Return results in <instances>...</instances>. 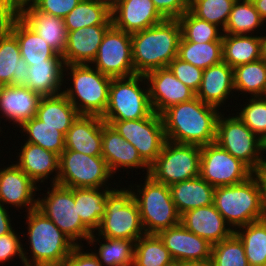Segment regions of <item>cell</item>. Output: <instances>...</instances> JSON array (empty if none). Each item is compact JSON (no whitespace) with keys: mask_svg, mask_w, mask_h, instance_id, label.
I'll return each instance as SVG.
<instances>
[{"mask_svg":"<svg viewBox=\"0 0 266 266\" xmlns=\"http://www.w3.org/2000/svg\"><path fill=\"white\" fill-rule=\"evenodd\" d=\"M169 188L180 215L188 210L213 204L215 187L200 176L175 183Z\"/></svg>","mask_w":266,"mask_h":266,"instance_id":"4dcf8cb0","label":"cell"},{"mask_svg":"<svg viewBox=\"0 0 266 266\" xmlns=\"http://www.w3.org/2000/svg\"><path fill=\"white\" fill-rule=\"evenodd\" d=\"M64 72L66 79L72 82L69 88L62 90L63 94L78 113L102 117L108 104L112 78L98 71L92 64L65 65Z\"/></svg>","mask_w":266,"mask_h":266,"instance_id":"277c9868","label":"cell"},{"mask_svg":"<svg viewBox=\"0 0 266 266\" xmlns=\"http://www.w3.org/2000/svg\"><path fill=\"white\" fill-rule=\"evenodd\" d=\"M51 187V189H50ZM44 198L38 197L37 209L48 217L76 245L88 241L92 232L82 223L74 202V188L52 184ZM80 243H79V242Z\"/></svg>","mask_w":266,"mask_h":266,"instance_id":"30bf717a","label":"cell"},{"mask_svg":"<svg viewBox=\"0 0 266 266\" xmlns=\"http://www.w3.org/2000/svg\"><path fill=\"white\" fill-rule=\"evenodd\" d=\"M114 175L117 170L146 169L149 175L150 167L142 160L137 149L126 141L110 124H102V155Z\"/></svg>","mask_w":266,"mask_h":266,"instance_id":"ffe728a7","label":"cell"},{"mask_svg":"<svg viewBox=\"0 0 266 266\" xmlns=\"http://www.w3.org/2000/svg\"><path fill=\"white\" fill-rule=\"evenodd\" d=\"M262 189V220L266 221V166L255 173Z\"/></svg>","mask_w":266,"mask_h":266,"instance_id":"11a10c76","label":"cell"},{"mask_svg":"<svg viewBox=\"0 0 266 266\" xmlns=\"http://www.w3.org/2000/svg\"><path fill=\"white\" fill-rule=\"evenodd\" d=\"M92 235L137 241L145 234L140 211L128 188H113L107 195L105 214Z\"/></svg>","mask_w":266,"mask_h":266,"instance_id":"52a82bcc","label":"cell"},{"mask_svg":"<svg viewBox=\"0 0 266 266\" xmlns=\"http://www.w3.org/2000/svg\"><path fill=\"white\" fill-rule=\"evenodd\" d=\"M112 25H93L69 31L62 54L65 65L91 64L96 58L106 31Z\"/></svg>","mask_w":266,"mask_h":266,"instance_id":"cb8c5ba5","label":"cell"},{"mask_svg":"<svg viewBox=\"0 0 266 266\" xmlns=\"http://www.w3.org/2000/svg\"><path fill=\"white\" fill-rule=\"evenodd\" d=\"M164 266H183V262L173 259L169 263L165 264Z\"/></svg>","mask_w":266,"mask_h":266,"instance_id":"91938a15","label":"cell"},{"mask_svg":"<svg viewBox=\"0 0 266 266\" xmlns=\"http://www.w3.org/2000/svg\"><path fill=\"white\" fill-rule=\"evenodd\" d=\"M153 112L144 75L112 78L103 120H138Z\"/></svg>","mask_w":266,"mask_h":266,"instance_id":"ba28073f","label":"cell"},{"mask_svg":"<svg viewBox=\"0 0 266 266\" xmlns=\"http://www.w3.org/2000/svg\"><path fill=\"white\" fill-rule=\"evenodd\" d=\"M6 207H8V205L5 206L0 202V236L4 234H8L14 228L12 227L13 225L11 223L12 220L10 219L11 217H10L9 211L6 210L9 208H6Z\"/></svg>","mask_w":266,"mask_h":266,"instance_id":"db71d44e","label":"cell"},{"mask_svg":"<svg viewBox=\"0 0 266 266\" xmlns=\"http://www.w3.org/2000/svg\"><path fill=\"white\" fill-rule=\"evenodd\" d=\"M112 177L102 156H89L73 150H64L60 155L58 185L68 188H104L109 187L108 180H112Z\"/></svg>","mask_w":266,"mask_h":266,"instance_id":"7c38bea8","label":"cell"},{"mask_svg":"<svg viewBox=\"0 0 266 266\" xmlns=\"http://www.w3.org/2000/svg\"><path fill=\"white\" fill-rule=\"evenodd\" d=\"M79 115L63 93L42 97L36 113V117L45 125L56 127L64 135Z\"/></svg>","mask_w":266,"mask_h":266,"instance_id":"d6a6232c","label":"cell"},{"mask_svg":"<svg viewBox=\"0 0 266 266\" xmlns=\"http://www.w3.org/2000/svg\"><path fill=\"white\" fill-rule=\"evenodd\" d=\"M29 0H0V20L11 16H20Z\"/></svg>","mask_w":266,"mask_h":266,"instance_id":"f5cc1de1","label":"cell"},{"mask_svg":"<svg viewBox=\"0 0 266 266\" xmlns=\"http://www.w3.org/2000/svg\"><path fill=\"white\" fill-rule=\"evenodd\" d=\"M19 152L18 161H14L15 164L36 184L39 182L44 184L45 180L49 178L52 184H57L60 160L58 154L28 142H25L23 146L21 145ZM53 173L54 177H49Z\"/></svg>","mask_w":266,"mask_h":266,"instance_id":"d4e9b609","label":"cell"},{"mask_svg":"<svg viewBox=\"0 0 266 266\" xmlns=\"http://www.w3.org/2000/svg\"><path fill=\"white\" fill-rule=\"evenodd\" d=\"M28 76L17 38L0 22V86H25Z\"/></svg>","mask_w":266,"mask_h":266,"instance_id":"4316f807","label":"cell"},{"mask_svg":"<svg viewBox=\"0 0 266 266\" xmlns=\"http://www.w3.org/2000/svg\"><path fill=\"white\" fill-rule=\"evenodd\" d=\"M81 0H31L30 3L40 12L64 18Z\"/></svg>","mask_w":266,"mask_h":266,"instance_id":"681fc988","label":"cell"},{"mask_svg":"<svg viewBox=\"0 0 266 266\" xmlns=\"http://www.w3.org/2000/svg\"><path fill=\"white\" fill-rule=\"evenodd\" d=\"M104 240H103V239ZM104 241L103 243L100 242ZM99 242L98 252L93 254L98 258L102 266H133L135 241L118 238H106L92 235L87 243L94 246Z\"/></svg>","mask_w":266,"mask_h":266,"instance_id":"d590c367","label":"cell"},{"mask_svg":"<svg viewBox=\"0 0 266 266\" xmlns=\"http://www.w3.org/2000/svg\"><path fill=\"white\" fill-rule=\"evenodd\" d=\"M223 61L231 68L261 59L260 35L223 34Z\"/></svg>","mask_w":266,"mask_h":266,"instance_id":"836d02e7","label":"cell"},{"mask_svg":"<svg viewBox=\"0 0 266 266\" xmlns=\"http://www.w3.org/2000/svg\"><path fill=\"white\" fill-rule=\"evenodd\" d=\"M113 187L74 188V202L82 223L92 232L98 229L105 214L107 195Z\"/></svg>","mask_w":266,"mask_h":266,"instance_id":"1f68e13d","label":"cell"},{"mask_svg":"<svg viewBox=\"0 0 266 266\" xmlns=\"http://www.w3.org/2000/svg\"><path fill=\"white\" fill-rule=\"evenodd\" d=\"M110 124L126 141L137 149L142 160L150 167L161 153L166 141L161 115L153 112L138 120H103Z\"/></svg>","mask_w":266,"mask_h":266,"instance_id":"4fadbf2b","label":"cell"},{"mask_svg":"<svg viewBox=\"0 0 266 266\" xmlns=\"http://www.w3.org/2000/svg\"><path fill=\"white\" fill-rule=\"evenodd\" d=\"M172 259L181 262H210L212 244L181 223L158 233Z\"/></svg>","mask_w":266,"mask_h":266,"instance_id":"e0dca14e","label":"cell"},{"mask_svg":"<svg viewBox=\"0 0 266 266\" xmlns=\"http://www.w3.org/2000/svg\"><path fill=\"white\" fill-rule=\"evenodd\" d=\"M14 230L0 236V264L9 262L17 255L24 266L23 244L20 242L22 237Z\"/></svg>","mask_w":266,"mask_h":266,"instance_id":"c3c4849f","label":"cell"},{"mask_svg":"<svg viewBox=\"0 0 266 266\" xmlns=\"http://www.w3.org/2000/svg\"><path fill=\"white\" fill-rule=\"evenodd\" d=\"M260 54H261V60H264L266 62V34L263 36L260 33Z\"/></svg>","mask_w":266,"mask_h":266,"instance_id":"6f0895ef","label":"cell"},{"mask_svg":"<svg viewBox=\"0 0 266 266\" xmlns=\"http://www.w3.org/2000/svg\"><path fill=\"white\" fill-rule=\"evenodd\" d=\"M172 259L158 234H144L135 242L133 266H164Z\"/></svg>","mask_w":266,"mask_h":266,"instance_id":"b9f144b4","label":"cell"},{"mask_svg":"<svg viewBox=\"0 0 266 266\" xmlns=\"http://www.w3.org/2000/svg\"><path fill=\"white\" fill-rule=\"evenodd\" d=\"M173 75L183 84L192 89L195 93L198 91L203 76V70L188 62L175 57L167 66Z\"/></svg>","mask_w":266,"mask_h":266,"instance_id":"7dc6e473","label":"cell"},{"mask_svg":"<svg viewBox=\"0 0 266 266\" xmlns=\"http://www.w3.org/2000/svg\"><path fill=\"white\" fill-rule=\"evenodd\" d=\"M82 250H84L83 245H77L59 266H102L93 251Z\"/></svg>","mask_w":266,"mask_h":266,"instance_id":"816d5d0a","label":"cell"},{"mask_svg":"<svg viewBox=\"0 0 266 266\" xmlns=\"http://www.w3.org/2000/svg\"><path fill=\"white\" fill-rule=\"evenodd\" d=\"M234 90L251 94L250 97L266 96V62L258 59L233 69Z\"/></svg>","mask_w":266,"mask_h":266,"instance_id":"8d00e7d4","label":"cell"},{"mask_svg":"<svg viewBox=\"0 0 266 266\" xmlns=\"http://www.w3.org/2000/svg\"><path fill=\"white\" fill-rule=\"evenodd\" d=\"M178 21L181 27V37L186 41L193 43L222 42L223 30L196 17L190 10L178 18Z\"/></svg>","mask_w":266,"mask_h":266,"instance_id":"7bdbcfd3","label":"cell"},{"mask_svg":"<svg viewBox=\"0 0 266 266\" xmlns=\"http://www.w3.org/2000/svg\"><path fill=\"white\" fill-rule=\"evenodd\" d=\"M152 109L161 115L169 107L192 100L196 93L177 79L168 67L146 73Z\"/></svg>","mask_w":266,"mask_h":266,"instance_id":"2e32d148","label":"cell"},{"mask_svg":"<svg viewBox=\"0 0 266 266\" xmlns=\"http://www.w3.org/2000/svg\"><path fill=\"white\" fill-rule=\"evenodd\" d=\"M201 147L165 141L149 175L166 186L199 177Z\"/></svg>","mask_w":266,"mask_h":266,"instance_id":"8fae6325","label":"cell"},{"mask_svg":"<svg viewBox=\"0 0 266 266\" xmlns=\"http://www.w3.org/2000/svg\"><path fill=\"white\" fill-rule=\"evenodd\" d=\"M234 234L244 246L249 266H266V221L261 219L236 228Z\"/></svg>","mask_w":266,"mask_h":266,"instance_id":"74e56055","label":"cell"},{"mask_svg":"<svg viewBox=\"0 0 266 266\" xmlns=\"http://www.w3.org/2000/svg\"><path fill=\"white\" fill-rule=\"evenodd\" d=\"M165 19H178L189 10L190 0H152Z\"/></svg>","mask_w":266,"mask_h":266,"instance_id":"f907efd6","label":"cell"},{"mask_svg":"<svg viewBox=\"0 0 266 266\" xmlns=\"http://www.w3.org/2000/svg\"><path fill=\"white\" fill-rule=\"evenodd\" d=\"M143 180V185L128 186L133 189V198L138 205L145 233L158 234L181 223V215L171 198L169 186L155 181L150 175Z\"/></svg>","mask_w":266,"mask_h":266,"instance_id":"8992f818","label":"cell"},{"mask_svg":"<svg viewBox=\"0 0 266 266\" xmlns=\"http://www.w3.org/2000/svg\"><path fill=\"white\" fill-rule=\"evenodd\" d=\"M256 10L259 12L260 17L266 22V0H252Z\"/></svg>","mask_w":266,"mask_h":266,"instance_id":"9f6ffc18","label":"cell"},{"mask_svg":"<svg viewBox=\"0 0 266 266\" xmlns=\"http://www.w3.org/2000/svg\"><path fill=\"white\" fill-rule=\"evenodd\" d=\"M181 224L212 245L229 238L234 233L233 228L225 222L214 204L186 211L181 215Z\"/></svg>","mask_w":266,"mask_h":266,"instance_id":"603a6c76","label":"cell"},{"mask_svg":"<svg viewBox=\"0 0 266 266\" xmlns=\"http://www.w3.org/2000/svg\"><path fill=\"white\" fill-rule=\"evenodd\" d=\"M91 64L111 78L135 75L131 34L112 25L106 31L96 58Z\"/></svg>","mask_w":266,"mask_h":266,"instance_id":"9a60e30c","label":"cell"},{"mask_svg":"<svg viewBox=\"0 0 266 266\" xmlns=\"http://www.w3.org/2000/svg\"><path fill=\"white\" fill-rule=\"evenodd\" d=\"M247 101L245 106L240 105L243 108L236 115L263 141L266 137V96L247 97Z\"/></svg>","mask_w":266,"mask_h":266,"instance_id":"bcb514c9","label":"cell"},{"mask_svg":"<svg viewBox=\"0 0 266 266\" xmlns=\"http://www.w3.org/2000/svg\"><path fill=\"white\" fill-rule=\"evenodd\" d=\"M210 263L211 266H249L244 246L234 233L213 244Z\"/></svg>","mask_w":266,"mask_h":266,"instance_id":"f6af8a7d","label":"cell"},{"mask_svg":"<svg viewBox=\"0 0 266 266\" xmlns=\"http://www.w3.org/2000/svg\"><path fill=\"white\" fill-rule=\"evenodd\" d=\"M222 113L217 119L215 142L257 173L266 166L262 140L237 115L224 117Z\"/></svg>","mask_w":266,"mask_h":266,"instance_id":"9c48e42d","label":"cell"},{"mask_svg":"<svg viewBox=\"0 0 266 266\" xmlns=\"http://www.w3.org/2000/svg\"><path fill=\"white\" fill-rule=\"evenodd\" d=\"M20 128L27 136L25 142L39 145L59 156L65 150V135L56 127L45 125L36 116L26 121Z\"/></svg>","mask_w":266,"mask_h":266,"instance_id":"60d3db41","label":"cell"},{"mask_svg":"<svg viewBox=\"0 0 266 266\" xmlns=\"http://www.w3.org/2000/svg\"><path fill=\"white\" fill-rule=\"evenodd\" d=\"M25 216L28 225L25 235L31 250L23 248L24 266L62 264L77 245L37 208L28 211ZM27 251H30L29 256Z\"/></svg>","mask_w":266,"mask_h":266,"instance_id":"3957f363","label":"cell"},{"mask_svg":"<svg viewBox=\"0 0 266 266\" xmlns=\"http://www.w3.org/2000/svg\"><path fill=\"white\" fill-rule=\"evenodd\" d=\"M0 22L17 38L21 57L28 66L47 59H63L20 16L6 17Z\"/></svg>","mask_w":266,"mask_h":266,"instance_id":"7402d4cb","label":"cell"},{"mask_svg":"<svg viewBox=\"0 0 266 266\" xmlns=\"http://www.w3.org/2000/svg\"><path fill=\"white\" fill-rule=\"evenodd\" d=\"M103 122L99 116L79 115L65 134V150L101 156Z\"/></svg>","mask_w":266,"mask_h":266,"instance_id":"484cf974","label":"cell"},{"mask_svg":"<svg viewBox=\"0 0 266 266\" xmlns=\"http://www.w3.org/2000/svg\"><path fill=\"white\" fill-rule=\"evenodd\" d=\"M107 3L110 7H112L118 0H98Z\"/></svg>","mask_w":266,"mask_h":266,"instance_id":"94428289","label":"cell"},{"mask_svg":"<svg viewBox=\"0 0 266 266\" xmlns=\"http://www.w3.org/2000/svg\"><path fill=\"white\" fill-rule=\"evenodd\" d=\"M254 173L216 142L201 147L199 176L213 187L236 185Z\"/></svg>","mask_w":266,"mask_h":266,"instance_id":"5bb4252c","label":"cell"},{"mask_svg":"<svg viewBox=\"0 0 266 266\" xmlns=\"http://www.w3.org/2000/svg\"><path fill=\"white\" fill-rule=\"evenodd\" d=\"M135 74L165 68L178 55L181 27L178 19L161 23L131 34Z\"/></svg>","mask_w":266,"mask_h":266,"instance_id":"7a4b0ae2","label":"cell"},{"mask_svg":"<svg viewBox=\"0 0 266 266\" xmlns=\"http://www.w3.org/2000/svg\"><path fill=\"white\" fill-rule=\"evenodd\" d=\"M183 266H211L210 262H183Z\"/></svg>","mask_w":266,"mask_h":266,"instance_id":"680465c9","label":"cell"},{"mask_svg":"<svg viewBox=\"0 0 266 266\" xmlns=\"http://www.w3.org/2000/svg\"><path fill=\"white\" fill-rule=\"evenodd\" d=\"M63 19L68 32L93 25H112L111 7L98 0H81Z\"/></svg>","mask_w":266,"mask_h":266,"instance_id":"e575fe53","label":"cell"},{"mask_svg":"<svg viewBox=\"0 0 266 266\" xmlns=\"http://www.w3.org/2000/svg\"><path fill=\"white\" fill-rule=\"evenodd\" d=\"M264 23L252 0H236L223 33L253 35Z\"/></svg>","mask_w":266,"mask_h":266,"instance_id":"ab89813d","label":"cell"},{"mask_svg":"<svg viewBox=\"0 0 266 266\" xmlns=\"http://www.w3.org/2000/svg\"><path fill=\"white\" fill-rule=\"evenodd\" d=\"M262 152H263V154H266V153H264V152H266V137L262 141Z\"/></svg>","mask_w":266,"mask_h":266,"instance_id":"6125c7cd","label":"cell"},{"mask_svg":"<svg viewBox=\"0 0 266 266\" xmlns=\"http://www.w3.org/2000/svg\"><path fill=\"white\" fill-rule=\"evenodd\" d=\"M65 63L63 59H47L44 62L28 66V81L25 87L42 97L62 94ZM62 86V87H61Z\"/></svg>","mask_w":266,"mask_h":266,"instance_id":"f546056e","label":"cell"},{"mask_svg":"<svg viewBox=\"0 0 266 266\" xmlns=\"http://www.w3.org/2000/svg\"><path fill=\"white\" fill-rule=\"evenodd\" d=\"M111 19L115 28L130 34L165 20L152 0H118L111 7Z\"/></svg>","mask_w":266,"mask_h":266,"instance_id":"d6986e66","label":"cell"},{"mask_svg":"<svg viewBox=\"0 0 266 266\" xmlns=\"http://www.w3.org/2000/svg\"><path fill=\"white\" fill-rule=\"evenodd\" d=\"M41 98L40 94L25 86H0L1 118L12 121L20 129L26 121L36 116Z\"/></svg>","mask_w":266,"mask_h":266,"instance_id":"44dd1931","label":"cell"},{"mask_svg":"<svg viewBox=\"0 0 266 266\" xmlns=\"http://www.w3.org/2000/svg\"><path fill=\"white\" fill-rule=\"evenodd\" d=\"M234 90L233 68L224 61L203 70L196 97L205 104L221 110Z\"/></svg>","mask_w":266,"mask_h":266,"instance_id":"83f0119b","label":"cell"},{"mask_svg":"<svg viewBox=\"0 0 266 266\" xmlns=\"http://www.w3.org/2000/svg\"><path fill=\"white\" fill-rule=\"evenodd\" d=\"M177 57L205 70L223 61L222 42L193 43L181 37Z\"/></svg>","mask_w":266,"mask_h":266,"instance_id":"f35d334b","label":"cell"},{"mask_svg":"<svg viewBox=\"0 0 266 266\" xmlns=\"http://www.w3.org/2000/svg\"><path fill=\"white\" fill-rule=\"evenodd\" d=\"M236 0H190L189 10L198 18L225 29Z\"/></svg>","mask_w":266,"mask_h":266,"instance_id":"ee69618b","label":"cell"},{"mask_svg":"<svg viewBox=\"0 0 266 266\" xmlns=\"http://www.w3.org/2000/svg\"><path fill=\"white\" fill-rule=\"evenodd\" d=\"M20 17L46 41L59 55H62L67 42L68 31L64 19L38 11L31 3L25 6Z\"/></svg>","mask_w":266,"mask_h":266,"instance_id":"f1b7e54d","label":"cell"},{"mask_svg":"<svg viewBox=\"0 0 266 266\" xmlns=\"http://www.w3.org/2000/svg\"><path fill=\"white\" fill-rule=\"evenodd\" d=\"M0 168V202L10 204L9 207L30 211L37 208V200L35 192L41 190L36 183L16 164Z\"/></svg>","mask_w":266,"mask_h":266,"instance_id":"ac0fdd59","label":"cell"},{"mask_svg":"<svg viewBox=\"0 0 266 266\" xmlns=\"http://www.w3.org/2000/svg\"><path fill=\"white\" fill-rule=\"evenodd\" d=\"M213 204L225 222L236 227L262 219V189L254 173L246 181L215 187Z\"/></svg>","mask_w":266,"mask_h":266,"instance_id":"5b68a950","label":"cell"},{"mask_svg":"<svg viewBox=\"0 0 266 266\" xmlns=\"http://www.w3.org/2000/svg\"><path fill=\"white\" fill-rule=\"evenodd\" d=\"M220 113L197 97L173 105L161 114L166 140L200 147L213 143Z\"/></svg>","mask_w":266,"mask_h":266,"instance_id":"6da1fadb","label":"cell"}]
</instances>
